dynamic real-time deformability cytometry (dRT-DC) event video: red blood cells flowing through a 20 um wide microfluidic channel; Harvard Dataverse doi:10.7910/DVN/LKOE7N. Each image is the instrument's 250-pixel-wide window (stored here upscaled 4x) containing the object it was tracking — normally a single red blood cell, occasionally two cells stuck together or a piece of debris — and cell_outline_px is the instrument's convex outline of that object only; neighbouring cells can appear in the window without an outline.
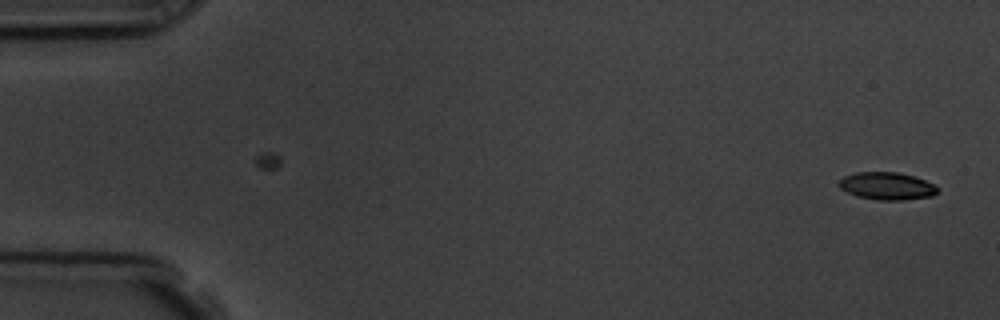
{"species": "common noctule bat (a hibernating species)", "species_latin": "Nyctalus noctula", "temperature_condition": "room temperature", "stored_images_in_passage": 2, "camera_frame_rate_fps": 3000, "um_per_image_px": 0.085, "animal": {"sex": "male", "body_mass_g": 19.5, "forearm_length_mm": 54.6}, "frame": {"image": 1, "passage_image": 2, "time_ms": 1.333, "image_size_px": [1000, 320], "cell_outline_px": [[940, 188], [932, 196], [904, 200], [876, 200], [856, 196], [840, 188], [836, 184], [844, 176], [856, 172], [896, 172], [912, 176], [924, 180]], "centroid_in_image_um": [75.35, 15.82], "position_along_channel_um": 9.6, "area_um2": 15.78}}